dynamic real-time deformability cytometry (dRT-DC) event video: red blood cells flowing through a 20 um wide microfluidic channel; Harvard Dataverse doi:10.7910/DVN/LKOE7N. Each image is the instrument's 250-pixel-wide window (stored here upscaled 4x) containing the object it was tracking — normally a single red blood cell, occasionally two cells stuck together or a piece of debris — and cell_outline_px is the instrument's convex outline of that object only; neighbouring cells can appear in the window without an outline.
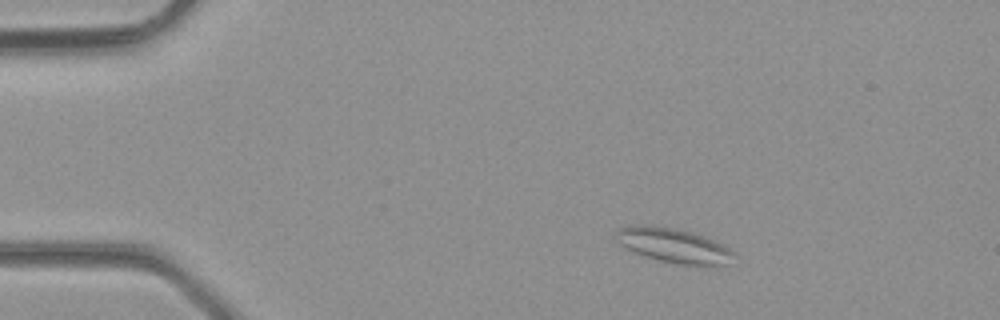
{"species": "common noctule bat (a hibernating species)", "species_latin": "Nyctalus noctula", "temperature_condition": "room temperature", "stored_images_in_passage": 2, "camera_frame_rate_fps": 3000, "um_per_image_px": 0.085, "animal": {"sex": "male", "body_mass_g": 23.1, "forearm_length_mm": 52.7}, "frame": {"image": 1, "passage_image": 1, "time_ms": 0.0, "image_size_px": [1000, 320], "cell_outline_px": [[736, 252], [728, 264], [680, 264], [660, 260], [644, 256], [624, 248], [612, 236], [620, 228], [636, 224], [640, 224], [672, 228], [692, 232], [704, 236]], "centroid_in_image_um": [57.18, 20.84], "position_along_channel_um": 27.8, "area_um2": 23.35}}